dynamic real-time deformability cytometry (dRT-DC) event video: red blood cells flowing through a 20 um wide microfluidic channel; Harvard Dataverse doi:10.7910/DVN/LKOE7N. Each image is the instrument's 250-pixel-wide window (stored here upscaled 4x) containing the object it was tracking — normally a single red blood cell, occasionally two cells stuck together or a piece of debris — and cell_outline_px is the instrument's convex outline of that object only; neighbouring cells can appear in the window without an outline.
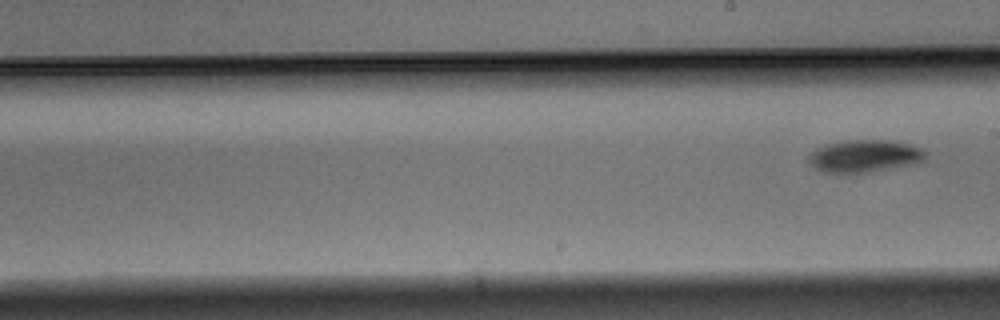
{"species": "Egyptian fruit bat (a non-hibernating species)", "species_latin": "Rousettus aegyptiacus", "temperature_condition": "warm", "stored_images_in_passage": 10, "segment_of_instrument_passage": [2, 2], "camera_frame_rate_fps": 3000, "um_per_image_px": 0.085, "animal": {"sex": "male"}, "frame": {"image": 1, "passage_image": 10, "time_ms": 3.0, "image_size_px": [1000, 320], "cell_outline_px": [[928, 156], [924, 160], [908, 164], [864, 172], [824, 172], [816, 168], [808, 160], [808, 152], [824, 144], [844, 140], [884, 140], [908, 144], [924, 148]], "centroid_in_image_um": [73.45, 13.23], "position_along_channel_um": 215.6, "area_um2": 21.73}}